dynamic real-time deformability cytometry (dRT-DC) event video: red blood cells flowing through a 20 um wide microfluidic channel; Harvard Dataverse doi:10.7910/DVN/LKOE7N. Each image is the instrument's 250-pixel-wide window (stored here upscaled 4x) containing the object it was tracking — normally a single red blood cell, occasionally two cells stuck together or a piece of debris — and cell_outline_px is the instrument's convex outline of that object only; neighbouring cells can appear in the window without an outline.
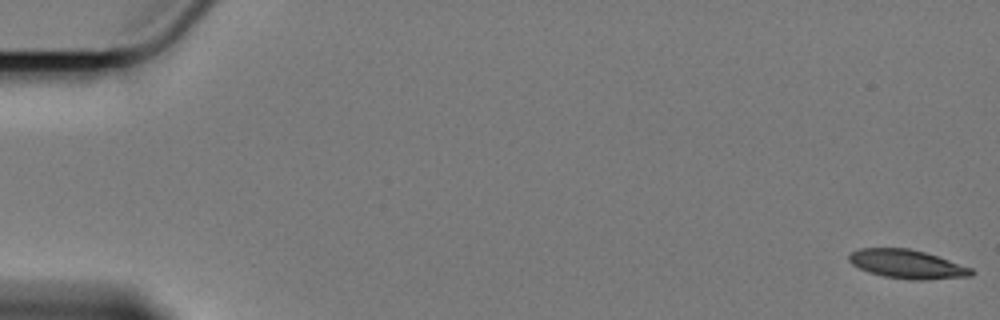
{"species": "Egyptian fruit bat (a non-hibernating species)", "species_latin": "Rousettus aegyptiacus", "temperature_condition": "cold", "stored_images_in_passage": 3, "camera_frame_rate_fps": 3000, "um_per_image_px": 0.085, "animal": {"sex": "female"}, "frame": {"image": 1, "passage_image": 1, "time_ms": 0.0, "image_size_px": [1000, 320], "cell_outline_px": [[976, 272], [972, 276], [920, 280], [912, 280], [884, 276], [860, 268], [852, 264], [848, 260], [848, 256], [852, 252], [860, 248], [908, 248], [924, 252], [972, 268]], "centroid_in_image_um": [77.12, 22.45], "position_along_channel_um": 7.9, "area_um2": 20.23}}